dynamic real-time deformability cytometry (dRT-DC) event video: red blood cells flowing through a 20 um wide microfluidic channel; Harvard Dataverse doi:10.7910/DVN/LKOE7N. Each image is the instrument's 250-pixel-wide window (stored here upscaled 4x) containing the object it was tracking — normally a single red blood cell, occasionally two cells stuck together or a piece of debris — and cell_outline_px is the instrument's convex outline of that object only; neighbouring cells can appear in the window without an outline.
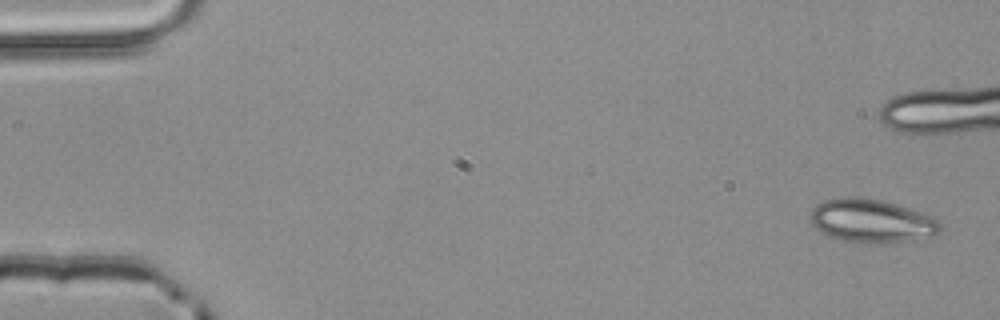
{"species": "common noctule bat (a hibernating species)", "species_latin": "Nyctalus noctula", "temperature_condition": "room temperature", "stored_images_in_passage": 6, "camera_frame_rate_fps": 3000, "um_per_image_px": 0.085, "animal": {"sex": "male", "body_mass_g": 20.4}, "frame": {"image": 1, "passage_image": 1, "time_ms": 0.0, "image_size_px": [1000, 320], "cell_outline_px": [[940, 232], [932, 236], [912, 240], [868, 244], [844, 240], [820, 232], [812, 224], [812, 208], [816, 204], [824, 200], [848, 196], [860, 196], [884, 200], [936, 216], [940, 220]], "centroid_in_image_um": [74.13, 18.75], "position_along_channel_um": 10.9, "area_um2": 33.18}}